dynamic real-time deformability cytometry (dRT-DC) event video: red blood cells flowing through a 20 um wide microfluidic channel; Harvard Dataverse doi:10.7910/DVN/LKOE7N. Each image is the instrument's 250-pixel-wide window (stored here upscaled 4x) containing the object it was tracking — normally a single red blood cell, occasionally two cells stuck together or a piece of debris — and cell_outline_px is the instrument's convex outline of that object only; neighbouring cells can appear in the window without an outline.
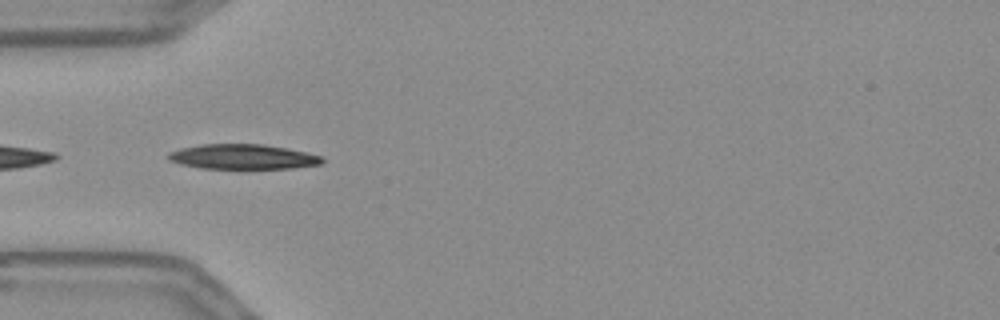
{"species": "Egyptian fruit bat (a non-hibernating species)", "species_latin": "Rousettus aegyptiacus", "temperature_condition": "warm", "stored_images_in_passage": 12, "camera_frame_rate_fps": 3000, "um_per_image_px": 0.085, "frame": {"image": 1, "passage_image": 1, "time_ms": 0.0, "image_size_px": [1000, 320], "cell_outline_px": [[324, 160], [320, 164], [292, 168], [244, 172], [200, 168], [180, 164], [168, 160], [164, 156], [168, 152], [180, 148], [200, 144], [264, 144], [288, 148], [320, 156]], "centroid_in_image_um": [20.57, 13.37], "position_along_channel_um": 64.4, "area_um2": 23.7}}
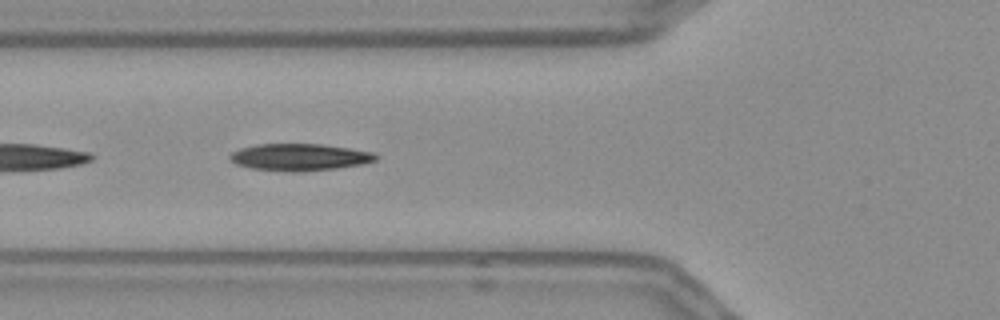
{"frame": {"image": 2, "passage_image": 4, "time_ms": 1.0, "image_size_px": [1000, 320], "cell_outline_px": [[376, 160], [364, 164], [336, 168], [300, 172], [288, 172], [252, 168], [236, 164], [228, 160], [228, 156], [232, 152], [240, 148], [256, 144], [320, 144], [348, 148], [372, 152], [376, 156]], "centroid_in_image_um": [25.41, 13.36], "position_along_channel_um": 100.4, "area_um2": 22.95}}